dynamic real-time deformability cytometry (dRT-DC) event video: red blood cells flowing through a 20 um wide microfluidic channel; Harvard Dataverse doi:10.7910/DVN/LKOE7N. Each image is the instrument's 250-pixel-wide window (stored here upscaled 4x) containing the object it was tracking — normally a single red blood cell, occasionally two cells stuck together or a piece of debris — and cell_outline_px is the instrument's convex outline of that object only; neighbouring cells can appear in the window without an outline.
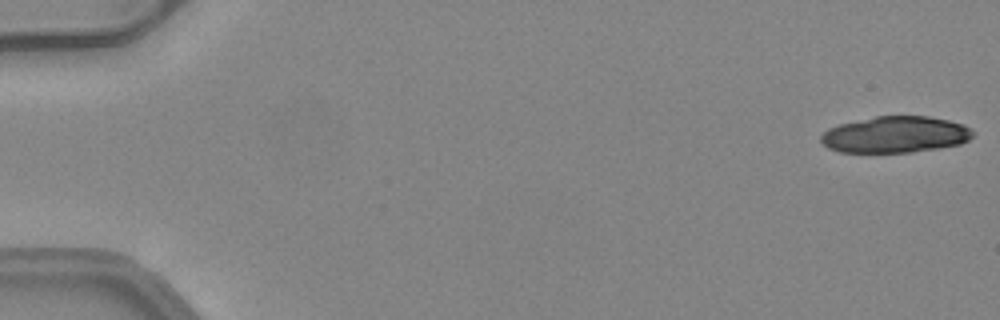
{"species": "common noctule bat (a hibernating species)", "species_latin": "Nyctalus noctula", "temperature_condition": "warm", "stored_images_in_passage": 20, "camera_frame_rate_fps": 3000, "um_per_image_px": 0.085, "animal": {"sex": "female", "body_mass_g": 24.6, "forearm_length_mm": 56.2}, "frame": {"image": 1, "passage_image": 1, "time_ms": 0.0, "image_size_px": [1000, 320], "cell_outline_px": [[972, 136], [968, 140], [960, 144], [912, 152], [840, 152], [828, 148], [820, 140], [820, 136], [828, 128], [840, 124], [876, 116], [928, 116], [948, 120], [964, 124], [972, 128]], "centroid_in_image_um": [76.1, 11.43], "position_along_channel_um": 8.9, "area_um2": 32.14}}